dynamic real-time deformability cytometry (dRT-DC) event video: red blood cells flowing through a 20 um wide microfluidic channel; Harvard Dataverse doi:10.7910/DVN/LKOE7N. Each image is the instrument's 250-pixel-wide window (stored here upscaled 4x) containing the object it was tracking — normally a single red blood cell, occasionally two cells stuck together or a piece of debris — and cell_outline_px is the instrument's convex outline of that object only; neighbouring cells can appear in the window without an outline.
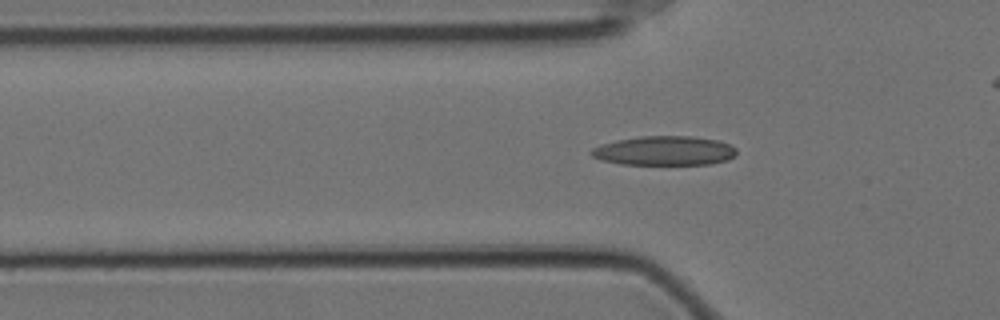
{"species": "Egyptian fruit bat (a non-hibernating species)", "species_latin": "Rousettus aegyptiacus", "temperature_condition": "cold", "stored_images_in_passage": 50, "camera_frame_rate_fps": 3000, "um_per_image_px": 0.085, "animal": {"sex": "female"}, "frame": {"image": 1, "passage_image": 16, "time_ms": 5.0, "image_size_px": [1000, 320], "cell_outline_px": [[736, 156], [728, 160], [708, 164], [620, 164], [600, 160], [592, 156], [588, 152], [592, 148], [600, 144], [616, 140], [640, 136], [692, 136], [716, 140], [728, 144], [736, 148]], "centroid_in_image_um": [56.44, 12.81], "position_along_channel_um": 69.4, "area_um2": 24.91}}
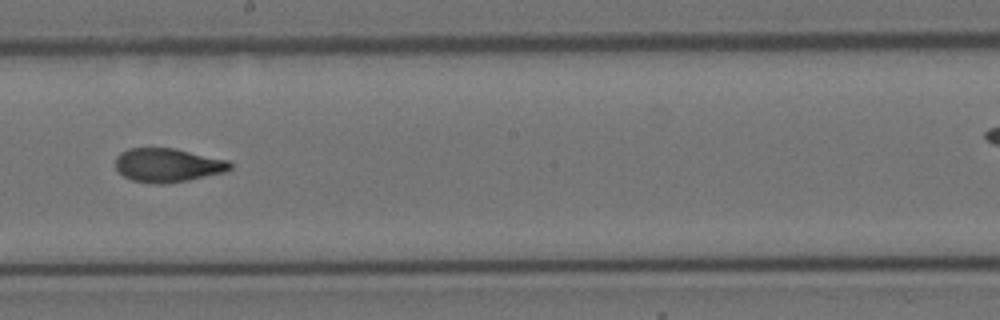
{"frame": {"image": 2, "passage_image": 30, "time_ms": 9.667, "image_size_px": [1000, 320], "cell_outline_px": [[232, 168], [224, 172], [188, 180], [164, 184], [152, 184], [132, 180], [124, 176], [116, 168], [116, 156], [120, 152], [128, 148], [176, 148], [228, 160], [232, 164]], "centroid_in_image_um": [14.25, 14.03], "position_along_channel_um": 234.0, "area_um2": 22.66}}
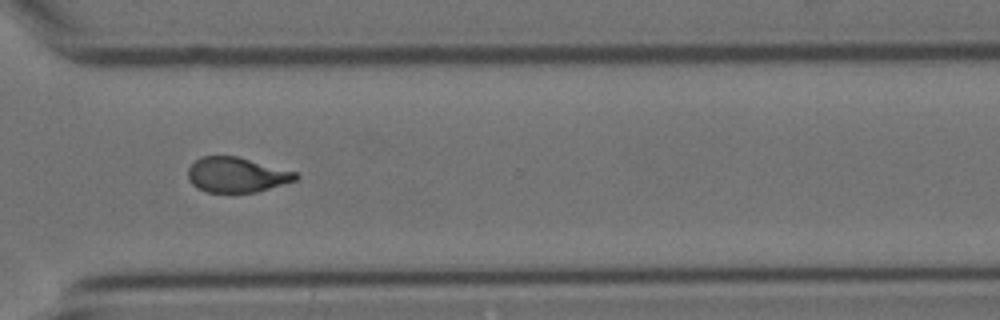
{"frame": {"image": 3, "passage_image": 40, "time_ms": 13.0, "image_size_px": [1000, 320], "cell_outline_px": [[300, 176], [296, 180], [256, 192], [204, 192], [196, 188], [188, 180], [188, 168], [200, 156], [236, 156], [296, 172]], "centroid_in_image_um": [20.07, 14.86], "position_along_channel_um": 350.5, "area_um2": 21.91}, "authors_computed_cell_mechanics": {"area_um2": 22.7154, "velocity_mm_per_s": 3.5002, "shape_relaxation_time_tau1_ms": 6.4273, "shape_relaxation_time_tau2_ms": 1.4178, "deformation_change_tau1": 0.1958, "deformation_change_tau2": 0.0755}}